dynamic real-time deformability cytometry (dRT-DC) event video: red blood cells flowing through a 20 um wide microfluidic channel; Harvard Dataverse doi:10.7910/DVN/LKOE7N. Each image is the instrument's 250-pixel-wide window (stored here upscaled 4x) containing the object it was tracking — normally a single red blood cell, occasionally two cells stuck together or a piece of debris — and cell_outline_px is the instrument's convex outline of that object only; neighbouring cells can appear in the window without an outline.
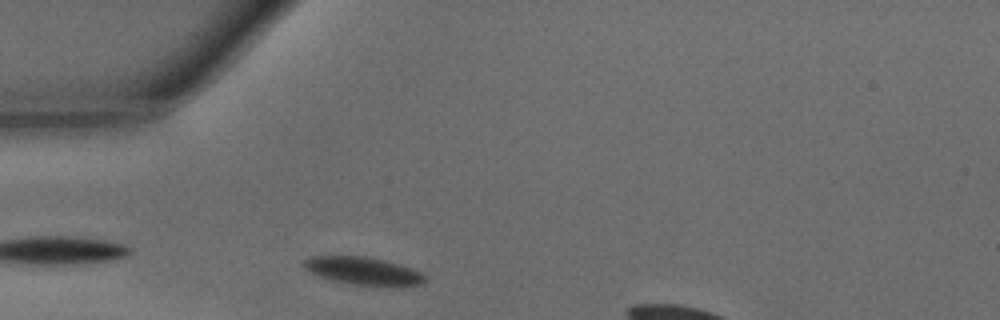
{"species": "common noctule bat (a hibernating species)", "species_latin": "Nyctalus noctula", "temperature_condition": "warm", "stored_images_in_passage": 25, "camera_frame_rate_fps": 3000, "um_per_image_px": 0.085, "animal": {"sex": "male", "body_mass_g": 15.6}, "frame": {"image": 1, "passage_image": 3, "time_ms": 0.667, "image_size_px": [1000, 320], "cell_outline_px": [[428, 280], [424, 284], [400, 288], [352, 284], [332, 280], [320, 276], [304, 268], [300, 264], [304, 260], [312, 256], [364, 256], [384, 260], [400, 264], [412, 268], [420, 272]], "centroid_in_image_um": [30.95, 23.06], "position_along_channel_um": 54.0, "area_um2": 20.06}}
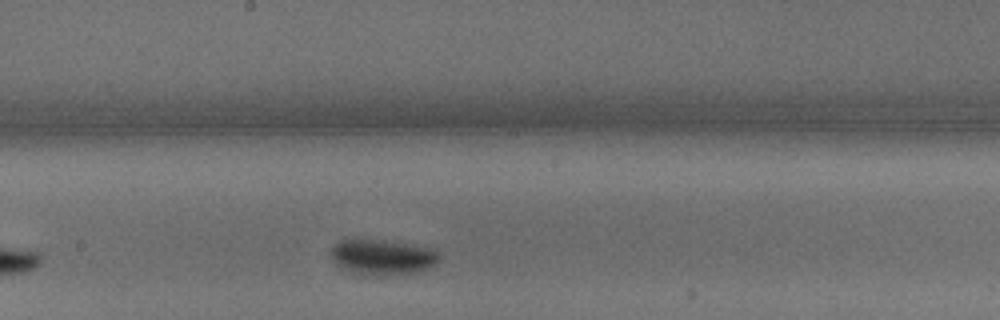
{"frame": {"image": 2, "passage_image": 15, "time_ms": 4.667, "image_size_px": [1000, 320], "cell_outline_px": [[440, 260], [436, 264], [428, 268], [416, 272], [352, 272], [336, 264], [332, 260], [332, 248], [340, 240], [352, 236], [384, 240], [436, 248], [440, 256]], "centroid_in_image_um": [32.52, 21.74], "position_along_channel_um": 215.7, "area_um2": 21.96}}
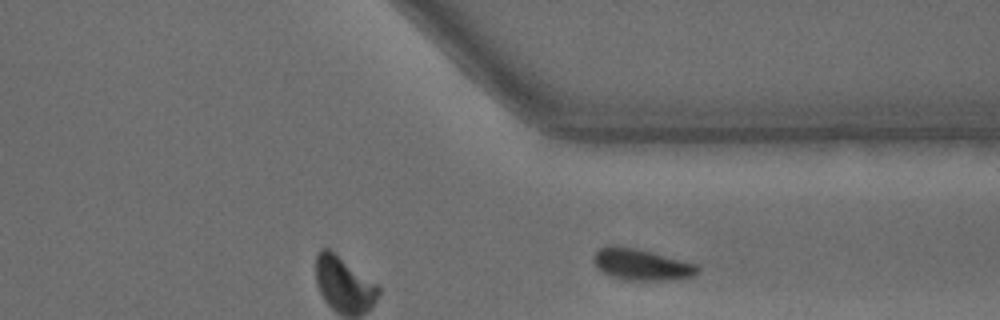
{"frame": {"image": 3, "passage_image": 25, "time_ms": 8.0, "image_size_px": [1000, 320], "cell_outline_px": [[700, 272], [692, 276], [672, 280], [624, 280], [612, 276], [604, 272], [592, 260], [592, 256], [600, 248], [612, 244], [632, 248], [700, 264]], "centroid_in_image_um": [54.56, 22.49], "position_along_channel_um": 356.8, "area_um2": 18.9}}